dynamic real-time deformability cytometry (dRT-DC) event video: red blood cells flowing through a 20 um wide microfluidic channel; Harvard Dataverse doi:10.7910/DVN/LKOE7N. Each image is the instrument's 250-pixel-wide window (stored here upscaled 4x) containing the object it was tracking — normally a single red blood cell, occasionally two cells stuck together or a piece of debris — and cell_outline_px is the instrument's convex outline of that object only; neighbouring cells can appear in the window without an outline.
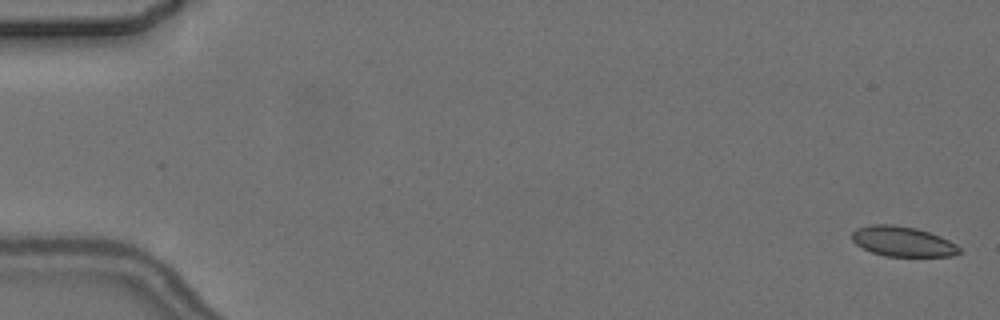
{"species": "common noctule bat (a hibernating species)", "species_latin": "Nyctalus noctula", "temperature_condition": "cold", "stored_images_in_passage": 6, "camera_frame_rate_fps": 3000, "um_per_image_px": 0.085, "animal": {"sex": "female", "body_mass_g": 24.6, "forearm_length_mm": 56.2}, "frame": {"image": 1, "passage_image": 1, "time_ms": 0.0, "image_size_px": [1000, 320], "cell_outline_px": [[960, 252], [952, 256], [884, 256], [872, 252], [856, 244], [852, 240], [852, 232], [856, 228], [872, 224], [892, 224], [916, 228], [940, 236], [956, 244], [960, 248]], "centroid_in_image_um": [76.71, 20.52], "position_along_channel_um": 8.3, "area_um2": 18.73}}
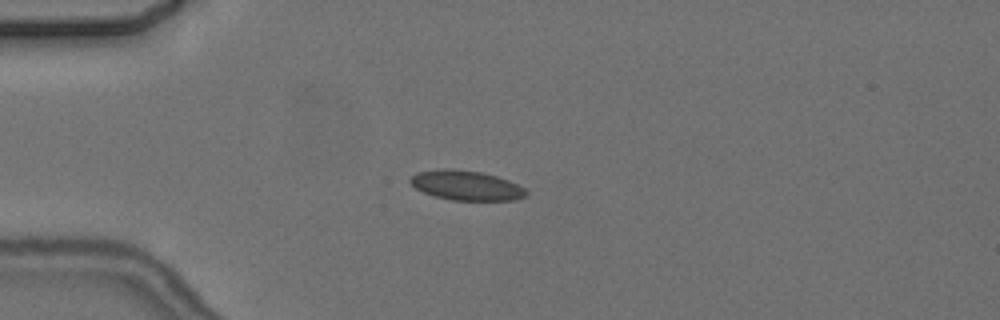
{"frame": {"image": 2, "passage_image": 5, "time_ms": 4.667, "image_size_px": [1000, 320], "cell_outline_px": [[528, 192], [524, 196], [516, 200], [452, 200], [436, 196], [424, 192], [416, 188], [408, 180], [416, 172], [440, 168], [452, 168], [480, 172], [496, 176], [508, 180], [524, 188]], "centroid_in_image_um": [39.61, 15.75], "position_along_channel_um": 45.4, "area_um2": 19.94}}